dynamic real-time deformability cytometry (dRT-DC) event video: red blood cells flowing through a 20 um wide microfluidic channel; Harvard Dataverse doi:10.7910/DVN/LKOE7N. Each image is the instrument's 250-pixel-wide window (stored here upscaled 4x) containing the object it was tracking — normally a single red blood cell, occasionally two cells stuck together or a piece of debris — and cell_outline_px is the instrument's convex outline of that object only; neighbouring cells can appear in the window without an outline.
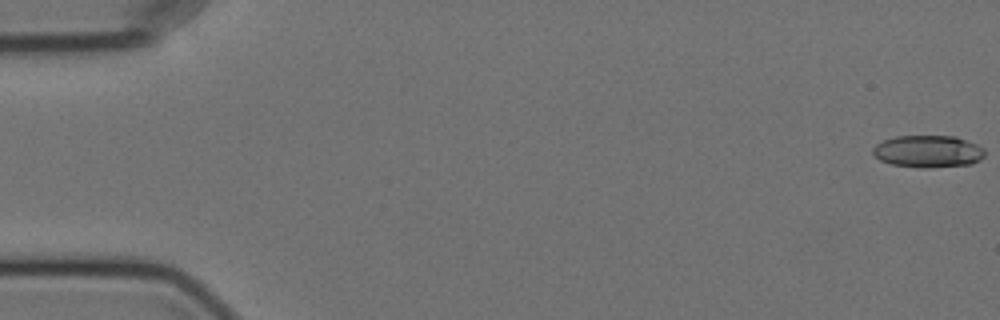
{"species": "Egyptian fruit bat (a non-hibernating species)", "species_latin": "Rousettus aegyptiacus", "temperature_condition": "cold", "stored_images_in_passage": 57, "camera_frame_rate_fps": 3000, "um_per_image_px": 0.085, "animal": {"sex": "female"}, "frame": {"image": 1, "passage_image": 1, "time_ms": 0.0, "image_size_px": [1000, 320], "cell_outline_px": [[984, 156], [980, 160], [972, 164], [924, 168], [892, 164], [880, 160], [872, 152], [872, 148], [876, 144], [884, 140], [896, 136], [956, 136], [976, 144], [984, 148]], "centroid_in_image_um": [78.9, 12.86], "position_along_channel_um": 6.1, "area_um2": 20.92}}
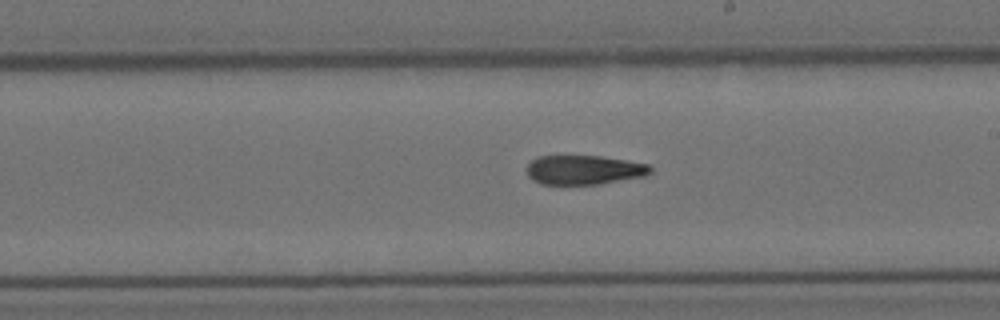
{"frame": {"image": 2, "passage_image": 33, "time_ms": 10.667, "image_size_px": [1000, 320], "cell_outline_px": [[652, 172], [644, 176], [600, 184], [540, 184], [532, 180], [528, 176], [528, 164], [532, 160], [540, 156], [600, 156], [648, 164], [652, 168]], "centroid_in_image_um": [49.64, 14.44], "position_along_channel_um": 239.4, "area_um2": 20.98}}
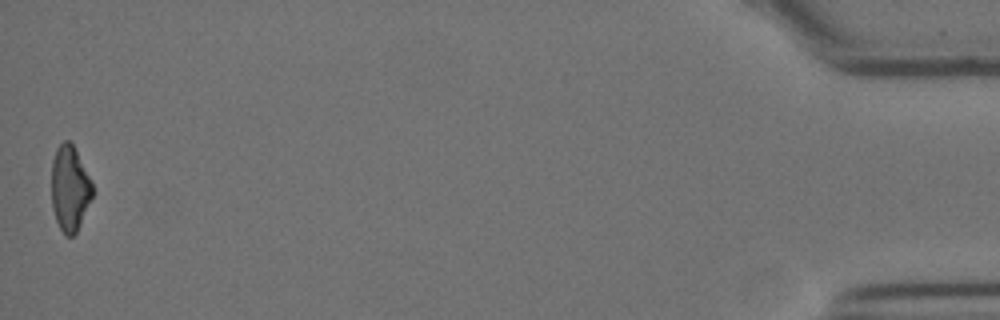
{"frame": {"image": 3, "passage_image": 57, "time_ms": 18.667, "image_size_px": [1000, 320], "cell_outline_px": [[92, 196], [80, 224], [76, 232], [72, 236], [64, 236], [56, 220], [52, 208], [52, 160], [56, 148], [64, 140], [68, 140], [72, 144], [92, 184]], "centroid_in_image_um": [5.9, 16.03], "position_along_channel_um": 429.3, "area_um2": 19.94}}